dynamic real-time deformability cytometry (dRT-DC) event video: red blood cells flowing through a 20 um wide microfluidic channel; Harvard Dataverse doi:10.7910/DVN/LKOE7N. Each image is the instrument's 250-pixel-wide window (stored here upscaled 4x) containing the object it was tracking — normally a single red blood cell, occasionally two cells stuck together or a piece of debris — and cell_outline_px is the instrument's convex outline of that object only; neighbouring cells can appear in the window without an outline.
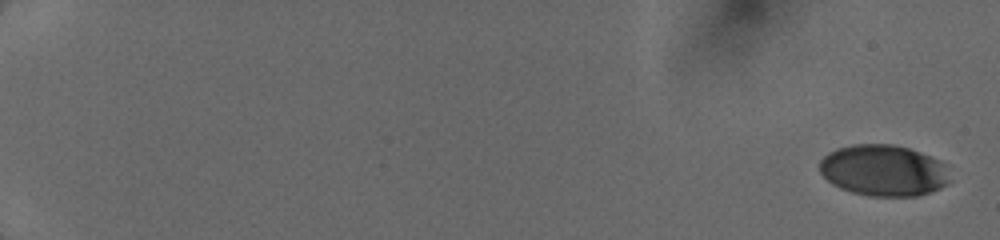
{"species": "human", "species_latin": "Homo sapiens", "temperature_condition": "cold", "stored_images_in_passage": 24, "camera_frame_rate_fps": 3000, "um_per_image_px": 0.085, "donor": {"sex": "female"}, "frame": {"image": 1, "passage_image": 1, "time_ms": 0.0, "image_size_px": [1000, 240], "cell_outline_px": [[948, 184], [940, 188], [916, 196], [868, 196], [852, 192], [840, 188], [832, 184], [820, 172], [820, 160], [828, 152], [836, 148], [852, 144], [892, 144], [908, 148], [920, 152], [940, 160], [948, 164]], "centroid_in_image_um": [75.1, 14.48], "position_along_channel_um": 9.9, "area_um2": 39.13}}
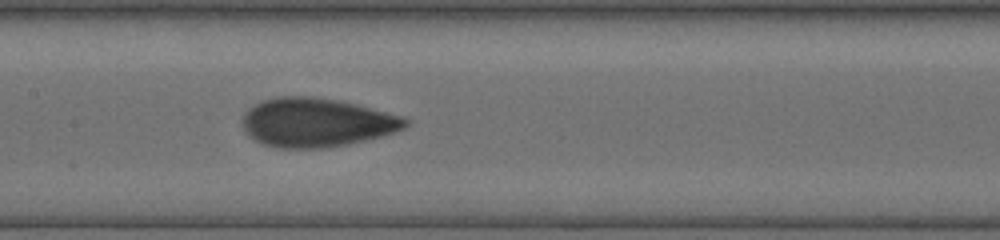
{"frame": {"image": 2, "passage_image": 14, "time_ms": 9.333, "image_size_px": [1000, 240], "cell_outline_px": [[408, 124], [404, 128], [380, 136], [348, 144], [324, 148], [280, 148], [264, 144], [256, 140], [244, 128], [244, 112], [252, 104], [276, 96], [312, 96], [336, 100], [356, 104], [400, 116], [408, 120]], "centroid_in_image_um": [26.87, 10.4], "position_along_channel_um": 180.5, "area_um2": 45.89}}
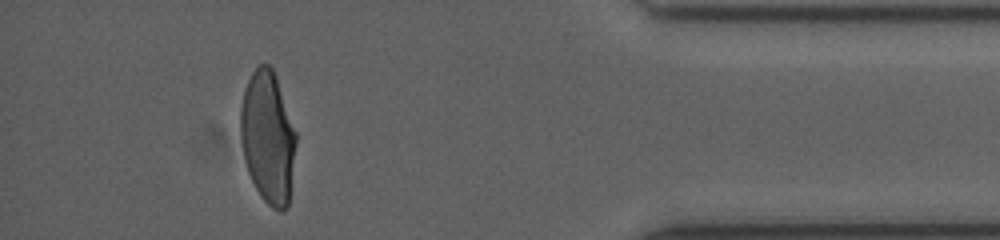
{"frame": {"image": 3, "passage_image": 23, "time_ms": 15.667, "image_size_px": [1000, 240], "cell_outline_px": [[296, 144], [288, 208], [280, 212], [272, 208], [264, 200], [256, 188], [248, 172], [244, 156], [240, 136], [240, 108], [244, 88], [252, 72], [260, 64], [268, 64], [272, 68], [276, 76], [296, 132]], "centroid_in_image_um": [22.77, 11.67], "position_along_channel_um": 412.4, "area_um2": 42.71}}